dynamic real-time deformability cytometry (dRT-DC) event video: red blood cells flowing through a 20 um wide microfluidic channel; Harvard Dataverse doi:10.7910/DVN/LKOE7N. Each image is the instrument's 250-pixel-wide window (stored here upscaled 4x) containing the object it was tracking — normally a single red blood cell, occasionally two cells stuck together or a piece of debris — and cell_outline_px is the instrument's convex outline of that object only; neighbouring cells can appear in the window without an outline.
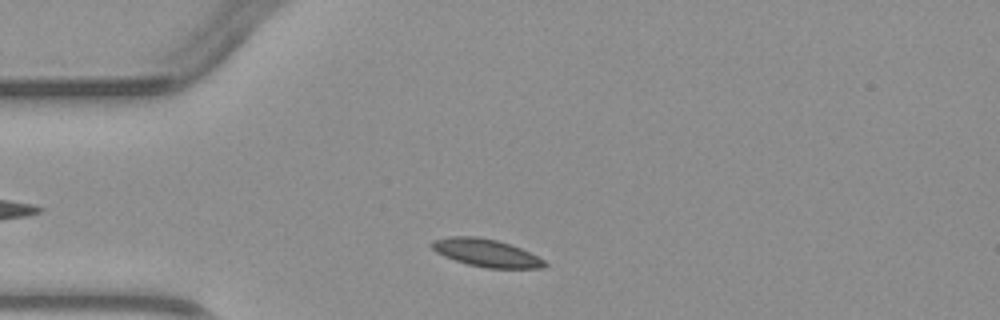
{"species": "common noctule bat (a hibernating species)", "species_latin": "Nyctalus noctula", "temperature_condition": "warm", "stored_images_in_passage": 2, "camera_frame_rate_fps": 3000, "um_per_image_px": 0.085, "animal": {"sex": "male", "body_mass_g": 23.1, "forearm_length_mm": 52.7}, "frame": {"image": 1, "passage_image": 1, "time_ms": 0.0, "image_size_px": [1000, 320], "cell_outline_px": [[548, 264], [544, 268], [488, 268], [468, 264], [444, 256], [436, 252], [428, 244], [432, 240], [448, 236], [476, 236], [496, 240], [520, 248], [544, 260]], "centroid_in_image_um": [41.28, 21.48], "position_along_channel_um": 43.7, "area_um2": 18.09}}